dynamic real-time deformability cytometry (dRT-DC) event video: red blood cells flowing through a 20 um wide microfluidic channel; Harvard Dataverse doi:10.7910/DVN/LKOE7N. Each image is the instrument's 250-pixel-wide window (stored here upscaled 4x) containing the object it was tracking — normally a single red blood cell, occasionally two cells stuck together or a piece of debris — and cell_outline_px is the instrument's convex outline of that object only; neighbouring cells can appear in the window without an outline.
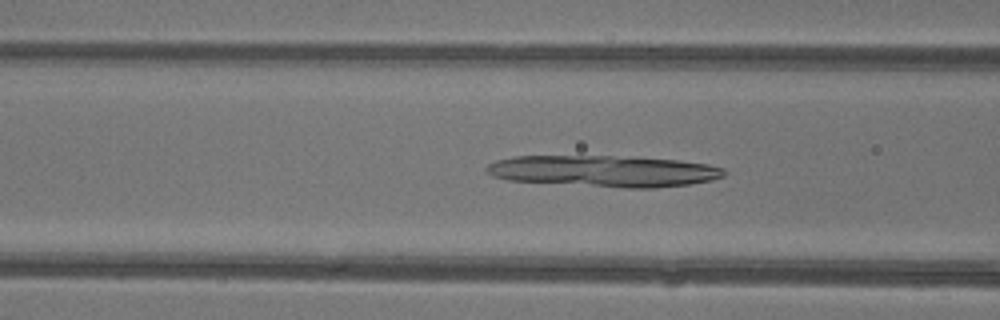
{"species": "common noctule bat (a hibernating species)", "species_latin": "Nyctalus noctula", "temperature_condition": "warm", "stored_images_in_passage": 47, "camera_frame_rate_fps": 3000, "um_per_image_px": 0.085, "animal": {"sex": "female"}, "frame": {"image": 1, "passage_image": 19, "time_ms": 6.0, "image_size_px": [1000, 320], "cell_outline_px": [[724, 176], [712, 180], [688, 184], [652, 188], [628, 188], [508, 180], [492, 176], [484, 172], [484, 168], [488, 164], [496, 160], [516, 156], [612, 156], [680, 160], [708, 164], [724, 168]], "centroid_in_image_um": [51.3, 14.54], "position_along_channel_um": 115.3, "area_um2": 43.35}}
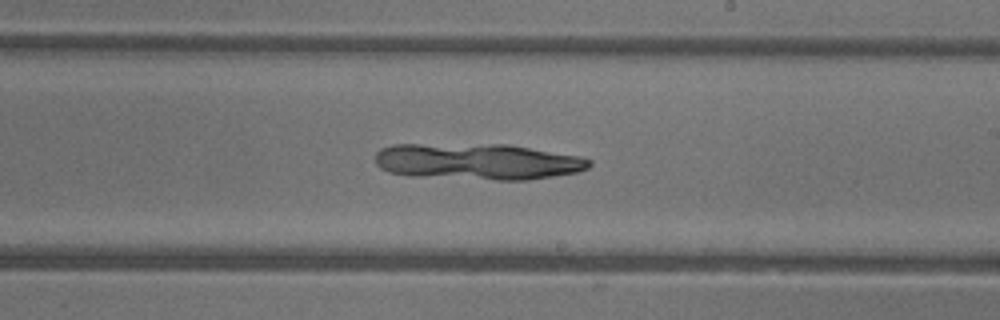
{"frame": {"image": 2, "passage_image": 28, "time_ms": 9.0, "image_size_px": [1000, 320], "cell_outline_px": [[592, 164], [588, 168], [576, 172], [528, 180], [496, 180], [408, 176], [388, 172], [380, 168], [376, 164], [376, 152], [380, 148], [392, 144], [508, 144], [580, 156], [592, 160]], "centroid_in_image_um": [40.56, 13.73], "position_along_channel_um": 248.4, "area_um2": 45.72}}
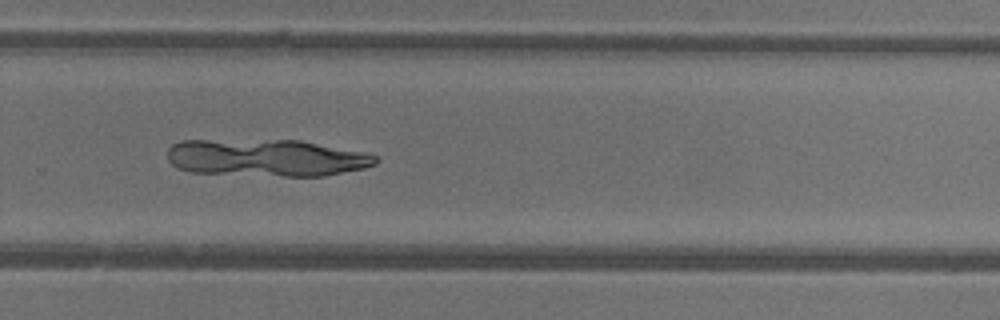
{"frame": {"image": 3, "passage_image": 32, "time_ms": 10.333, "image_size_px": [1000, 320], "cell_outline_px": [[380, 160], [376, 164], [364, 168], [324, 176], [284, 176], [188, 172], [176, 168], [168, 160], [168, 148], [172, 144], [180, 140], [300, 140], [360, 152], [376, 156]], "centroid_in_image_um": [22.59, 13.41], "position_along_channel_um": 307.2, "area_um2": 45.08}}